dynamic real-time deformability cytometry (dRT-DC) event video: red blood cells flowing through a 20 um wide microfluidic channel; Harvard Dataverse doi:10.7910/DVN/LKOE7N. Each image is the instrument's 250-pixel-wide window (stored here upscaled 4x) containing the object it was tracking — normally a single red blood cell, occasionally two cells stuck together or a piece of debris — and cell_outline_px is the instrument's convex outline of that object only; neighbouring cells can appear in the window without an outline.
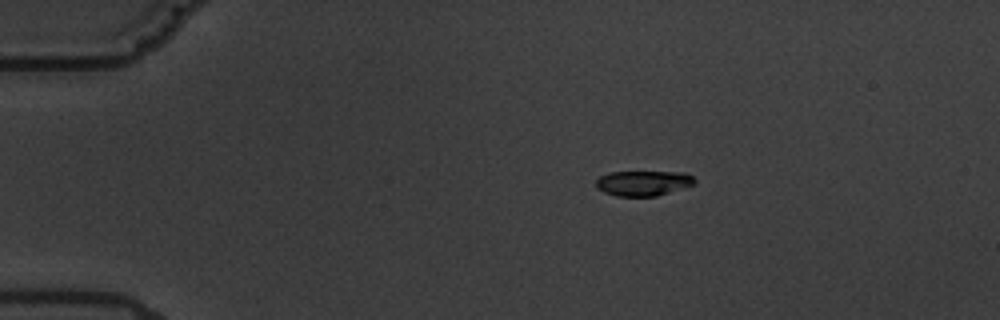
{"species": "common noctule bat (a hibernating species)", "species_latin": "Nyctalus noctula", "temperature_condition": "warm", "stored_images_in_passage": 7, "camera_frame_rate_fps": 3000, "um_per_image_px": 0.085, "animal": {"sex": "male", "body_mass_g": 19.5, "forearm_length_mm": 54.6}, "frame": {"image": 1, "passage_image": 4, "time_ms": 3.667, "image_size_px": [1000, 320], "cell_outline_px": [[696, 184], [656, 196], [616, 196], [604, 192], [596, 188], [596, 180], [600, 176], [608, 172], [684, 172], [692, 176], [696, 180]], "centroid_in_image_um": [54.67, 15.56], "position_along_channel_um": 30.3, "area_um2": 14.51}}
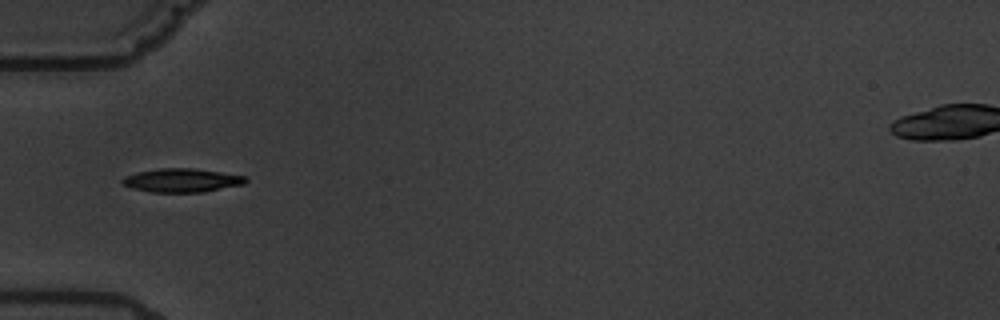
{"frame": {"image": 2, "passage_image": 6, "time_ms": 6.667, "image_size_px": [1000, 320], "cell_outline_px": [[248, 180], [244, 184], [204, 192], [152, 192], [132, 188], [124, 184], [120, 180], [124, 176], [136, 172], [160, 168], [192, 168], [220, 172], [244, 176]], "centroid_in_image_um": [15.43, 15.32], "position_along_channel_um": 69.6, "area_um2": 16.94}}